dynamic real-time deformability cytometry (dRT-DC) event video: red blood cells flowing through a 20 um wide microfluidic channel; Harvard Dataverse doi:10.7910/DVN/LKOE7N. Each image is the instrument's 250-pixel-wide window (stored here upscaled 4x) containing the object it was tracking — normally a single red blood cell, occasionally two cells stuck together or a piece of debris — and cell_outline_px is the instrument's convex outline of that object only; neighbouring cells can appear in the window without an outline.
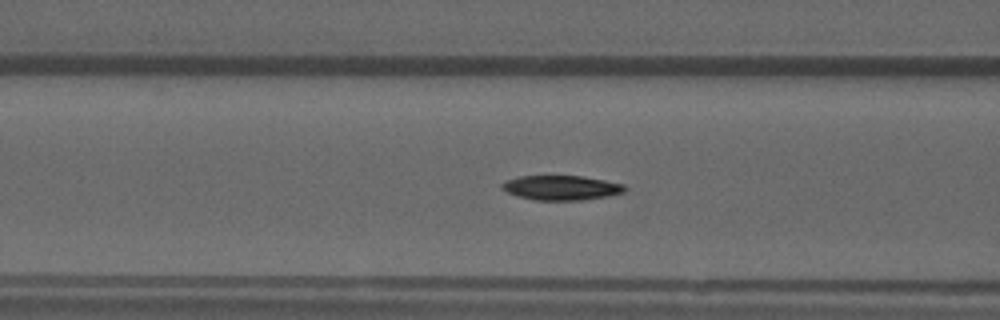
{"species": "common noctule bat (a hibernating species)", "species_latin": "Nyctalus noctula", "temperature_condition": "warm", "stored_images_in_passage": 30, "camera_frame_rate_fps": 3000, "um_per_image_px": 0.085, "animal": {"sex": "male", "forearm_length_mm": 52.5}, "frame": {"image": 1, "passage_image": 10, "time_ms": 3.0, "image_size_px": [1000, 320], "cell_outline_px": [[628, 188], [624, 192], [584, 200], [536, 200], [516, 196], [500, 188], [500, 184], [504, 180], [520, 176], [584, 176], [624, 184]], "centroid_in_image_um": [47.67, 15.95], "position_along_channel_um": 118.9, "area_um2": 17.69}}
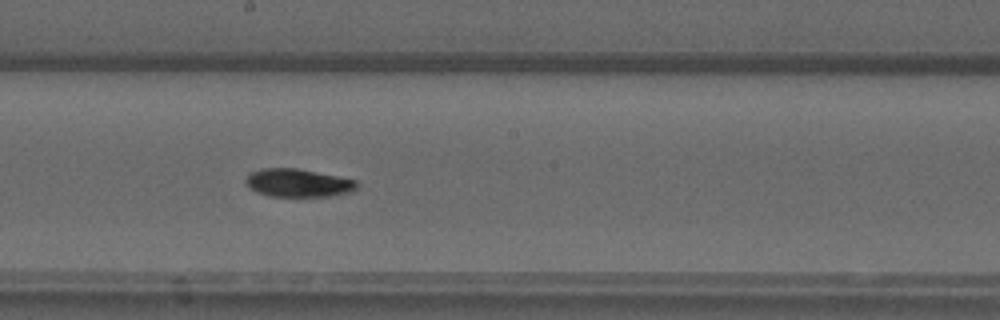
{"frame": {"image": 2, "passage_image": 18, "time_ms": 5.667, "image_size_px": [1000, 320], "cell_outline_px": [[356, 188], [352, 192], [332, 196], [268, 196], [256, 192], [244, 180], [252, 172], [260, 168], [296, 168], [356, 180]], "centroid_in_image_um": [25.33, 15.55], "position_along_channel_um": 222.9, "area_um2": 17.98}}
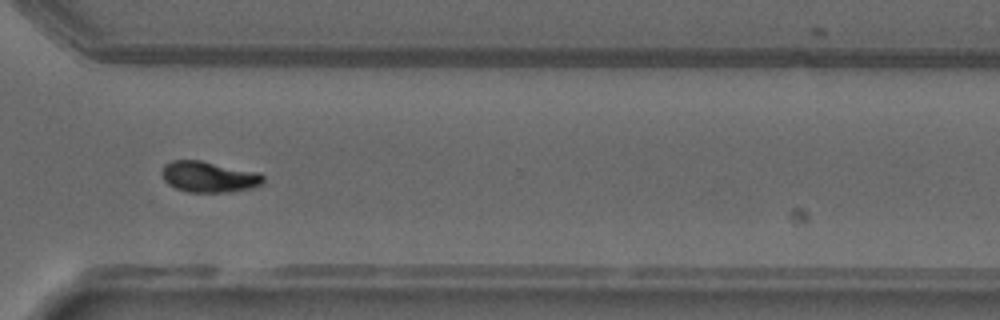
{"frame": {"image": 3, "passage_image": 28, "time_ms": 9.0, "image_size_px": [1000, 320], "cell_outline_px": [[264, 184], [256, 188], [228, 192], [188, 192], [176, 188], [168, 184], [164, 180], [160, 172], [164, 164], [172, 160], [200, 160], [260, 172], [264, 176]], "centroid_in_image_um": [17.79, 15.03], "position_along_channel_um": 352.8, "area_um2": 18.67}, "authors_computed_cell_mechanics": {"area_um2": 18.1203, "velocity_mm_per_s": 3.8992, "shape_relaxation_time_tau1_ms": 4.6953, "shape_relaxation_time_tau2_ms": 11.0956, "deformation_change_tau1": 0.1652, "deformation_change_tau2": 0.0855}}